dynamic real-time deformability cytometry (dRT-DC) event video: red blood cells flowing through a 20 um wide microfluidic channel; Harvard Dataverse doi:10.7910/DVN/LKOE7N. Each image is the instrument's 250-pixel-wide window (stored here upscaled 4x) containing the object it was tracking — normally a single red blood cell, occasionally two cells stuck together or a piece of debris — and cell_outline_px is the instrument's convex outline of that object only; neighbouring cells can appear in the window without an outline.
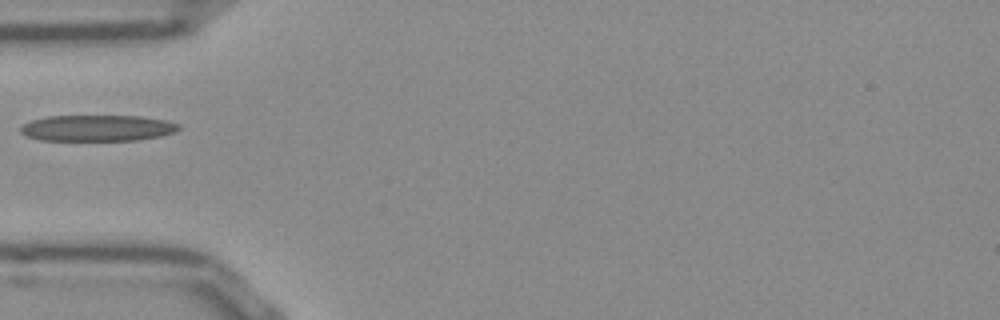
{"species": "Egyptian fruit bat (a non-hibernating species)", "species_latin": "Rousettus aegyptiacus", "temperature_condition": "room temperature", "stored_images_in_passage": 37, "camera_frame_rate_fps": 3000, "um_per_image_px": 0.085, "frame": {"image": 1, "passage_image": 1, "time_ms": 0.0, "image_size_px": [1000, 320], "cell_outline_px": [[180, 128], [176, 132], [160, 136], [140, 140], [40, 140], [28, 136], [20, 132], [20, 128], [24, 124], [32, 120], [48, 116], [140, 116], [164, 120], [180, 124]], "centroid_in_image_um": [8.3, 10.88], "position_along_channel_um": 76.7, "area_um2": 24.04}}
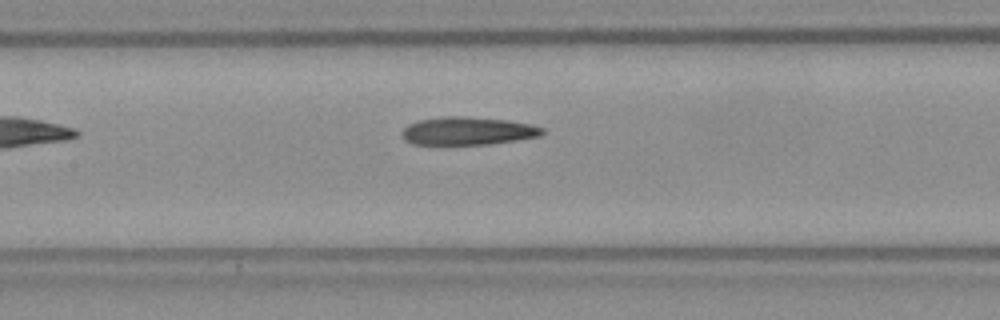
{"frame": {"image": 2, "passage_image": 8, "time_ms": 2.333, "image_size_px": [1000, 320], "cell_outline_px": [[544, 132], [540, 136], [516, 140], [488, 144], [412, 144], [404, 140], [404, 128], [408, 124], [420, 120], [444, 116], [468, 116], [508, 120], [532, 124], [544, 128]], "centroid_in_image_um": [39.8, 11.12], "position_along_channel_um": 167.6, "area_um2": 22.83}}
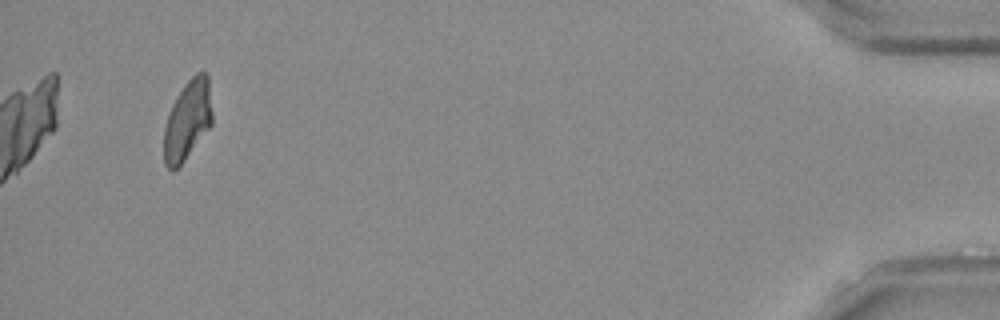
{"frame": {"image": 3, "passage_image": 34, "time_ms": 11.0, "image_size_px": [1000, 320], "cell_outline_px": [[212, 124], [184, 160], [172, 172], [164, 164], [164, 128], [168, 112], [176, 96], [188, 80], [196, 72], [208, 72], [212, 112]], "centroid_in_image_um": [15.94, 10.18], "position_along_channel_um": 419.3, "area_um2": 22.43}}